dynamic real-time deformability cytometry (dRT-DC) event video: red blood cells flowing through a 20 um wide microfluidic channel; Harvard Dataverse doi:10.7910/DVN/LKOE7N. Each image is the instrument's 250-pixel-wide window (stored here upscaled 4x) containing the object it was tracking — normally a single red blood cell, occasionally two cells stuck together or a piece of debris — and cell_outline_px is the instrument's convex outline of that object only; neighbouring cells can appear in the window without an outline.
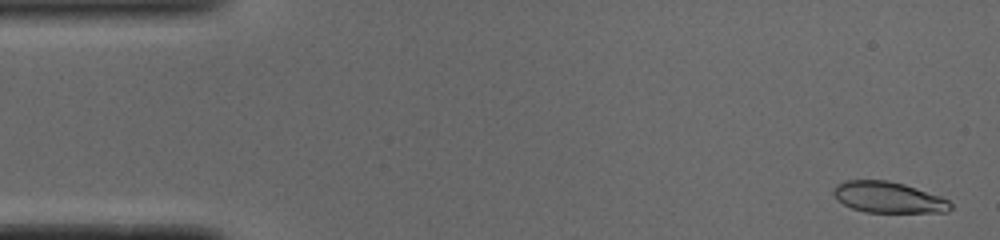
{"species": "common noctule bat (a hibernating species)", "species_latin": "Nyctalus noctula", "temperature_condition": "cold", "stored_images_in_passage": 51, "camera_frame_rate_fps": 3000, "um_per_image_px": 0.085, "animal": {"sex": "male", "body_mass_g": 19.0, "forearm_length_mm": 50.8}, "frame": {"image": 1, "passage_image": 2, "time_ms": 0.333, "image_size_px": [1000, 240], "cell_outline_px": [[952, 208], [948, 212], [864, 212], [852, 208], [836, 200], [832, 192], [836, 184], [844, 180], [888, 180], [904, 184], [940, 196], [948, 200], [952, 204]], "centroid_in_image_um": [75.48, 16.77], "position_along_channel_um": 9.5, "area_um2": 21.27}}
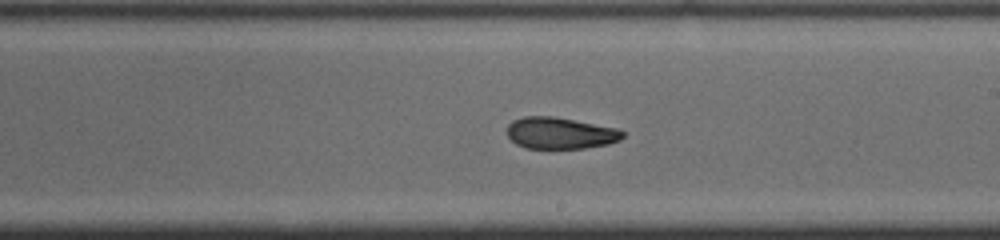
{"frame": {"image": 2, "passage_image": 29, "time_ms": 9.333, "image_size_px": [1000, 240], "cell_outline_px": [[624, 136], [620, 140], [608, 144], [584, 148], [524, 148], [516, 144], [508, 136], [508, 124], [512, 120], [524, 116], [552, 116], [616, 128], [624, 132]], "centroid_in_image_um": [47.6, 11.31], "position_along_channel_um": 241.4, "area_um2": 21.15}}
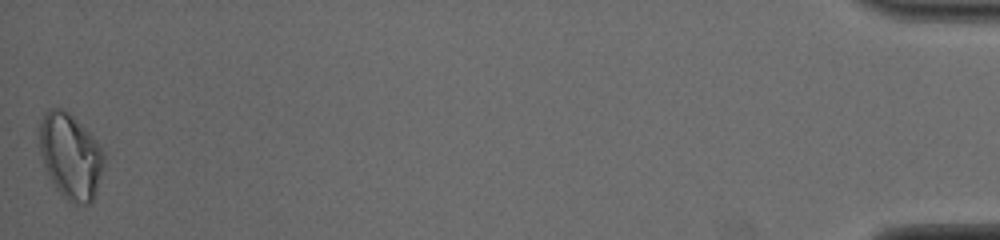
{"frame": {"image": 3, "passage_image": 51, "time_ms": 16.667, "image_size_px": [1000, 240], "cell_outline_px": [[104, 160], [96, 196], [88, 204], [72, 204], [56, 188], [44, 164], [40, 152], [40, 124], [44, 112], [52, 108], [60, 108], [68, 112], [96, 140], [104, 152]], "centroid_in_image_um": [6.01, 13.28], "position_along_channel_um": 429.2, "area_um2": 31.62}, "authors_computed_cell_mechanics": {"area_um2": 22.4264, "velocity_mm_per_s": 3.9066, "shape_relaxation_time_tau1_ms": 10.4889, "shape_relaxation_time_tau2_ms": 3.3517, "deformation_change_tau1": 0.2468, "deformation_change_tau2": 0.0918}}